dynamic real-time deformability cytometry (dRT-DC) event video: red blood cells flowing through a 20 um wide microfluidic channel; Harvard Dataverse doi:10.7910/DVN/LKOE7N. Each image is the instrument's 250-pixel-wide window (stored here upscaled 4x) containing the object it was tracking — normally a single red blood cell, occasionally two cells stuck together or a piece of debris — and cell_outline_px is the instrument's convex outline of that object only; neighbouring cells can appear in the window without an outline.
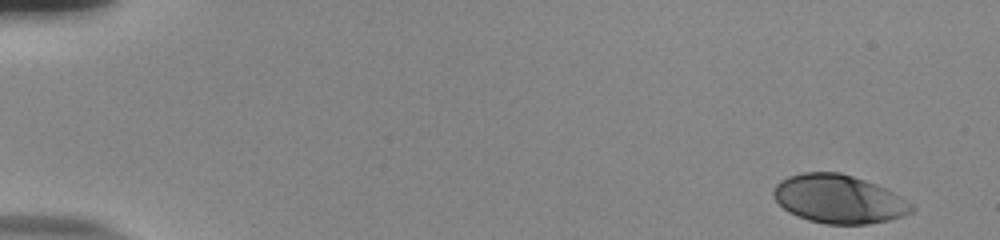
{"species": "human", "species_latin": "Homo sapiens", "temperature_condition": "room temperature", "stored_images_in_passage": 52, "camera_frame_rate_fps": 3000, "um_per_image_px": 0.085, "donor": {"sex": "male"}, "frame": {"image": 1, "passage_image": 1, "time_ms": 0.0, "image_size_px": [1000, 240], "cell_outline_px": [[916, 208], [912, 212], [904, 216], [888, 220], [868, 224], [824, 224], [808, 220], [796, 216], [788, 212], [772, 196], [772, 192], [776, 184], [780, 180], [788, 176], [804, 172], [840, 172], [876, 184], [892, 192], [912, 204]], "centroid_in_image_um": [71.27, 16.93], "position_along_channel_um": 13.7, "area_um2": 39.02}}
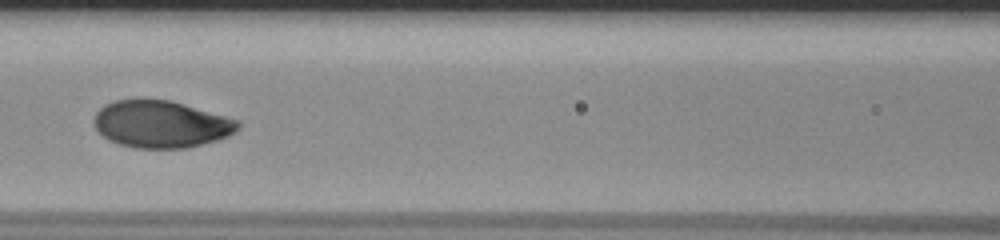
{"frame": {"image": 2, "passage_image": 24, "time_ms": 7.667, "image_size_px": [1000, 240], "cell_outline_px": [[240, 128], [236, 132], [228, 136], [216, 140], [188, 148], [136, 148], [120, 144], [108, 140], [92, 124], [92, 120], [96, 112], [104, 104], [116, 100], [168, 100], [184, 104], [240, 120]], "centroid_in_image_um": [13.69, 10.56], "position_along_channel_um": 152.9, "area_um2": 39.54}}
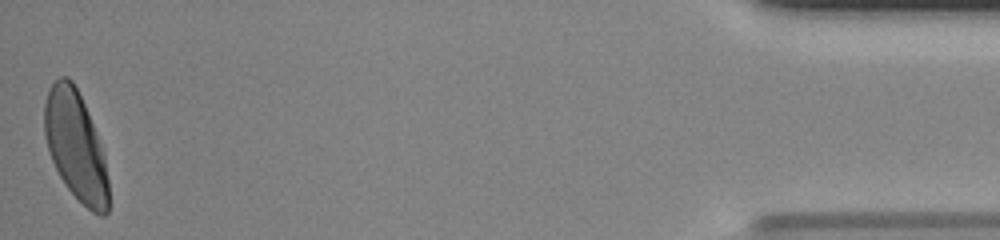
{"frame": {"image": 3, "passage_image": 52, "time_ms": 17.0, "image_size_px": [1000, 240], "cell_outline_px": [[108, 212], [104, 216], [100, 216], [92, 212], [68, 188], [60, 176], [52, 160], [48, 148], [44, 132], [44, 104], [48, 88], [60, 76], [68, 76], [72, 80], [84, 104], [96, 132], [104, 152], [108, 180]], "centroid_in_image_um": [6.43, 12.38], "position_along_channel_um": 428.8, "area_um2": 40.46}, "authors_computed_cell_mechanics": {"area_um2": 39.7086, "velocity_mm_per_s": 3.8277, "shape_relaxation_time_tau1_ms": 2.5103, "shape_relaxation_time_tau2_ms": null, "deformation_change_tau1": 0.1427, "deformation_change_tau2": null}}